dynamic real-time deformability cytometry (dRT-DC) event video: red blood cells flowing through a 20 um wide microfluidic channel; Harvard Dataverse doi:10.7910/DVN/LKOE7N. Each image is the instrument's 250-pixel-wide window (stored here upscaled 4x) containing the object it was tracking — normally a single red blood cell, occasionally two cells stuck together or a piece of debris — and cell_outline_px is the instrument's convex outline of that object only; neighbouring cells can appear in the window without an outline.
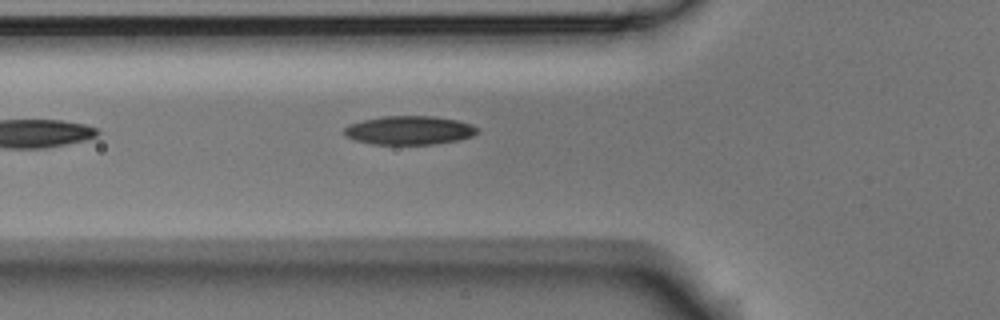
{"species": "Egyptian fruit bat (a non-hibernating species)", "species_latin": "Rousettus aegyptiacus", "temperature_condition": "room temperature", "stored_images_in_passage": 5, "camera_frame_rate_fps": 3000, "um_per_image_px": 0.085, "animal": {"sex": "male"}, "frame": {"image": 1, "passage_image": 5, "time_ms": 1.333, "image_size_px": [1000, 320], "cell_outline_px": [[476, 132], [472, 136], [456, 140], [436, 144], [372, 144], [356, 140], [344, 136], [344, 128], [348, 124], [364, 120], [384, 116], [432, 116], [456, 120], [468, 124], [476, 128]], "centroid_in_image_um": [34.72, 11.08], "position_along_channel_um": 91.1, "area_um2": 21.96}}